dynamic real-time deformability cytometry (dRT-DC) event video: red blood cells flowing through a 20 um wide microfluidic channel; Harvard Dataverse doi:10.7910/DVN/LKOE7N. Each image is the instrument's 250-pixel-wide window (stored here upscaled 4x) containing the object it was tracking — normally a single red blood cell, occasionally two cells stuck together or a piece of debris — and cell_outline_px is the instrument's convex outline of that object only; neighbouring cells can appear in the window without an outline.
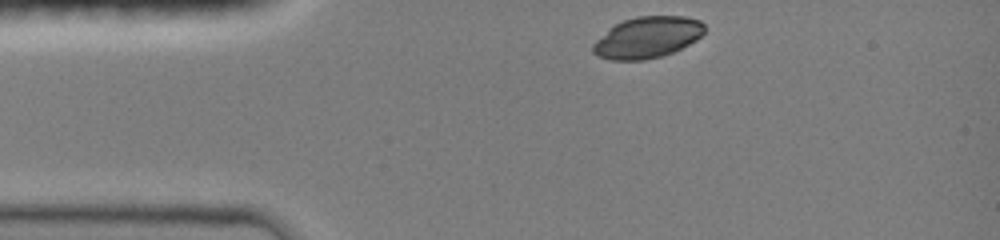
{"species": "common noctule bat (a hibernating species)", "species_latin": "Nyctalus noctula", "temperature_condition": "room temperature", "stored_images_in_passage": 34, "camera_frame_rate_fps": 3000, "um_per_image_px": 0.085, "animal": {"sex": "female", "body_mass_g": 19.0, "forearm_length_mm": 51.5}, "frame": {"image": 1, "passage_image": 1, "time_ms": 0.0, "image_size_px": [1000, 240], "cell_outline_px": [[704, 32], [696, 40], [672, 52], [660, 56], [644, 60], [612, 60], [596, 56], [592, 52], [592, 44], [608, 28], [624, 20], [636, 16], [684, 16], [700, 20], [704, 24]], "centroid_in_image_um": [54.99, 3.18], "position_along_channel_um": 30.0, "area_um2": 26.82}}
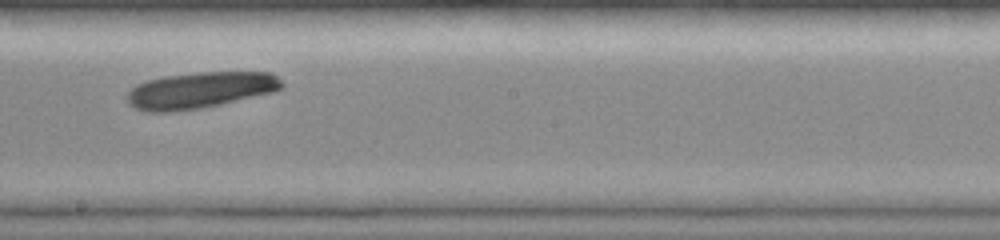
{"frame": {"image": 2, "passage_image": 19, "time_ms": 6.0, "image_size_px": [1000, 240], "cell_outline_px": [[284, 88], [272, 92], [220, 104], [200, 108], [168, 112], [148, 112], [136, 108], [128, 104], [128, 92], [136, 84], [144, 80], [164, 76], [200, 72], [272, 72], [284, 84]], "centroid_in_image_um": [17.0, 7.66], "position_along_channel_um": 231.2, "area_um2": 32.66}}
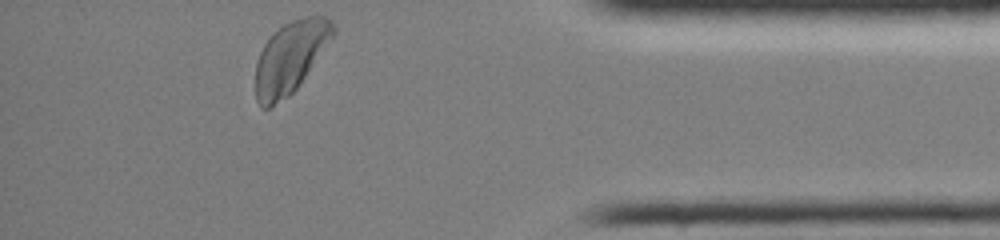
{"frame": {"image": 3, "passage_image": 34, "time_ms": 11.0, "image_size_px": [1000, 240], "cell_outline_px": [[336, 32], [296, 88], [288, 96], [268, 108], [260, 108], [256, 100], [256, 64], [260, 52], [264, 44], [272, 32], [284, 24], [292, 20], [308, 16], [324, 16], [332, 20], [336, 28]], "centroid_in_image_um": [24.66, 4.84], "position_along_channel_um": 410.5, "area_um2": 32.02}}